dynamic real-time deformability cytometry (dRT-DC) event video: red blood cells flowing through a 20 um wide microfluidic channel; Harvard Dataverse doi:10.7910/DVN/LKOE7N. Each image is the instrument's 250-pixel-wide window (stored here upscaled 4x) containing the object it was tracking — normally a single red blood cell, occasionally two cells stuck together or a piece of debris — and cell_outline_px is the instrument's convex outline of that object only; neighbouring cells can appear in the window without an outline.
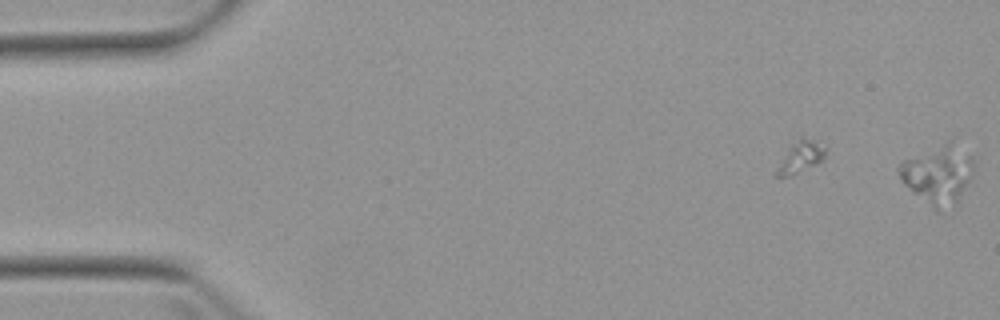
{"species": "Egyptian fruit bat (a non-hibernating species)", "species_latin": "Rousettus aegyptiacus", "temperature_condition": "warm", "stored_images_in_passage": 2, "camera_frame_rate_fps": 3000, "um_per_image_px": 0.085, "animal": {"sex": "female"}, "frame": {"image": 1, "passage_image": 2, "time_ms": 1.0, "image_size_px": [1000, 320], "cell_outline_px": [[976, 164], [972, 176], [968, 184], [956, 200], [936, 212], [912, 192], [900, 180], [896, 168], [904, 160], [952, 140], [976, 156]], "centroid_in_image_um": [79.77, 14.79], "position_along_channel_um": 5.2, "area_um2": 25.55}}